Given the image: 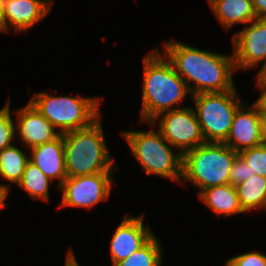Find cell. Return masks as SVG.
Masks as SVG:
<instances>
[{
    "instance_id": "obj_1",
    "label": "cell",
    "mask_w": 266,
    "mask_h": 266,
    "mask_svg": "<svg viewBox=\"0 0 266 266\" xmlns=\"http://www.w3.org/2000/svg\"><path fill=\"white\" fill-rule=\"evenodd\" d=\"M164 49L165 57L186 82L191 95L225 92L235 88L232 81L233 70H236L233 56L219 55L172 41L165 43ZM190 81L194 82V88L188 84Z\"/></svg>"
},
{
    "instance_id": "obj_2",
    "label": "cell",
    "mask_w": 266,
    "mask_h": 266,
    "mask_svg": "<svg viewBox=\"0 0 266 266\" xmlns=\"http://www.w3.org/2000/svg\"><path fill=\"white\" fill-rule=\"evenodd\" d=\"M144 62V81L142 87L143 121L151 123L158 115L178 108L188 93L186 82L177 74L169 60L164 61L159 52L146 55Z\"/></svg>"
},
{
    "instance_id": "obj_3",
    "label": "cell",
    "mask_w": 266,
    "mask_h": 266,
    "mask_svg": "<svg viewBox=\"0 0 266 266\" xmlns=\"http://www.w3.org/2000/svg\"><path fill=\"white\" fill-rule=\"evenodd\" d=\"M65 167L68 177L112 172L100 118L84 129L63 133Z\"/></svg>"
},
{
    "instance_id": "obj_4",
    "label": "cell",
    "mask_w": 266,
    "mask_h": 266,
    "mask_svg": "<svg viewBox=\"0 0 266 266\" xmlns=\"http://www.w3.org/2000/svg\"><path fill=\"white\" fill-rule=\"evenodd\" d=\"M239 155L224 143H204L183 154L182 177L200 192L208 187L230 184V171Z\"/></svg>"
},
{
    "instance_id": "obj_5",
    "label": "cell",
    "mask_w": 266,
    "mask_h": 266,
    "mask_svg": "<svg viewBox=\"0 0 266 266\" xmlns=\"http://www.w3.org/2000/svg\"><path fill=\"white\" fill-rule=\"evenodd\" d=\"M29 102L55 128H60V134L87 128L100 118L98 98L36 93Z\"/></svg>"
},
{
    "instance_id": "obj_6",
    "label": "cell",
    "mask_w": 266,
    "mask_h": 266,
    "mask_svg": "<svg viewBox=\"0 0 266 266\" xmlns=\"http://www.w3.org/2000/svg\"><path fill=\"white\" fill-rule=\"evenodd\" d=\"M122 135L147 175L153 173L182 182L183 155L174 154L159 131H128Z\"/></svg>"
},
{
    "instance_id": "obj_7",
    "label": "cell",
    "mask_w": 266,
    "mask_h": 266,
    "mask_svg": "<svg viewBox=\"0 0 266 266\" xmlns=\"http://www.w3.org/2000/svg\"><path fill=\"white\" fill-rule=\"evenodd\" d=\"M236 95L235 88L225 92L192 95L195 100V113L207 143L226 141L236 111L243 105L236 99Z\"/></svg>"
},
{
    "instance_id": "obj_8",
    "label": "cell",
    "mask_w": 266,
    "mask_h": 266,
    "mask_svg": "<svg viewBox=\"0 0 266 266\" xmlns=\"http://www.w3.org/2000/svg\"><path fill=\"white\" fill-rule=\"evenodd\" d=\"M164 113L158 115L151 124H155L156 119L162 116L158 131L170 146L180 148L182 155L206 143L194 109L180 107Z\"/></svg>"
},
{
    "instance_id": "obj_9",
    "label": "cell",
    "mask_w": 266,
    "mask_h": 266,
    "mask_svg": "<svg viewBox=\"0 0 266 266\" xmlns=\"http://www.w3.org/2000/svg\"><path fill=\"white\" fill-rule=\"evenodd\" d=\"M112 172H102L92 175L67 177L58 187L63 191L61 207H93L98 202L107 199L111 191Z\"/></svg>"
},
{
    "instance_id": "obj_10",
    "label": "cell",
    "mask_w": 266,
    "mask_h": 266,
    "mask_svg": "<svg viewBox=\"0 0 266 266\" xmlns=\"http://www.w3.org/2000/svg\"><path fill=\"white\" fill-rule=\"evenodd\" d=\"M236 70L251 68L264 61L260 73L266 67V18L252 21L250 26L233 36Z\"/></svg>"
},
{
    "instance_id": "obj_11",
    "label": "cell",
    "mask_w": 266,
    "mask_h": 266,
    "mask_svg": "<svg viewBox=\"0 0 266 266\" xmlns=\"http://www.w3.org/2000/svg\"><path fill=\"white\" fill-rule=\"evenodd\" d=\"M153 236L149 227L144 226L142 216H125L110 241L113 266L142 248Z\"/></svg>"
},
{
    "instance_id": "obj_12",
    "label": "cell",
    "mask_w": 266,
    "mask_h": 266,
    "mask_svg": "<svg viewBox=\"0 0 266 266\" xmlns=\"http://www.w3.org/2000/svg\"><path fill=\"white\" fill-rule=\"evenodd\" d=\"M246 109L245 105H242L236 111L229 135L224 142L237 153L263 144L259 109L255 104Z\"/></svg>"
},
{
    "instance_id": "obj_13",
    "label": "cell",
    "mask_w": 266,
    "mask_h": 266,
    "mask_svg": "<svg viewBox=\"0 0 266 266\" xmlns=\"http://www.w3.org/2000/svg\"><path fill=\"white\" fill-rule=\"evenodd\" d=\"M17 124V133L29 148L52 141L60 135V132H56L55 127L30 102L18 111Z\"/></svg>"
},
{
    "instance_id": "obj_14",
    "label": "cell",
    "mask_w": 266,
    "mask_h": 266,
    "mask_svg": "<svg viewBox=\"0 0 266 266\" xmlns=\"http://www.w3.org/2000/svg\"><path fill=\"white\" fill-rule=\"evenodd\" d=\"M44 0H4V19L6 27L13 26L15 31L27 30L43 19L51 9Z\"/></svg>"
},
{
    "instance_id": "obj_15",
    "label": "cell",
    "mask_w": 266,
    "mask_h": 266,
    "mask_svg": "<svg viewBox=\"0 0 266 266\" xmlns=\"http://www.w3.org/2000/svg\"><path fill=\"white\" fill-rule=\"evenodd\" d=\"M31 150L30 161L51 180L60 179L58 188L68 177L65 167L63 135L60 134L56 139L31 148Z\"/></svg>"
},
{
    "instance_id": "obj_16",
    "label": "cell",
    "mask_w": 266,
    "mask_h": 266,
    "mask_svg": "<svg viewBox=\"0 0 266 266\" xmlns=\"http://www.w3.org/2000/svg\"><path fill=\"white\" fill-rule=\"evenodd\" d=\"M211 9L225 28L235 23H249L257 18L252 0H214Z\"/></svg>"
},
{
    "instance_id": "obj_17",
    "label": "cell",
    "mask_w": 266,
    "mask_h": 266,
    "mask_svg": "<svg viewBox=\"0 0 266 266\" xmlns=\"http://www.w3.org/2000/svg\"><path fill=\"white\" fill-rule=\"evenodd\" d=\"M200 199L223 216L244 213L235 186L231 184L208 187L199 192Z\"/></svg>"
},
{
    "instance_id": "obj_18",
    "label": "cell",
    "mask_w": 266,
    "mask_h": 266,
    "mask_svg": "<svg viewBox=\"0 0 266 266\" xmlns=\"http://www.w3.org/2000/svg\"><path fill=\"white\" fill-rule=\"evenodd\" d=\"M235 188L244 212L255 208H266V177L255 174Z\"/></svg>"
},
{
    "instance_id": "obj_19",
    "label": "cell",
    "mask_w": 266,
    "mask_h": 266,
    "mask_svg": "<svg viewBox=\"0 0 266 266\" xmlns=\"http://www.w3.org/2000/svg\"><path fill=\"white\" fill-rule=\"evenodd\" d=\"M29 160V157L14 145L4 148L0 152V175L13 183L19 184Z\"/></svg>"
},
{
    "instance_id": "obj_20",
    "label": "cell",
    "mask_w": 266,
    "mask_h": 266,
    "mask_svg": "<svg viewBox=\"0 0 266 266\" xmlns=\"http://www.w3.org/2000/svg\"><path fill=\"white\" fill-rule=\"evenodd\" d=\"M49 180L52 181L29 160L18 186L22 187V189L36 200L42 199L44 201H49Z\"/></svg>"
},
{
    "instance_id": "obj_21",
    "label": "cell",
    "mask_w": 266,
    "mask_h": 266,
    "mask_svg": "<svg viewBox=\"0 0 266 266\" xmlns=\"http://www.w3.org/2000/svg\"><path fill=\"white\" fill-rule=\"evenodd\" d=\"M161 258L160 244L153 236L142 248L115 266H160Z\"/></svg>"
},
{
    "instance_id": "obj_22",
    "label": "cell",
    "mask_w": 266,
    "mask_h": 266,
    "mask_svg": "<svg viewBox=\"0 0 266 266\" xmlns=\"http://www.w3.org/2000/svg\"><path fill=\"white\" fill-rule=\"evenodd\" d=\"M256 175L266 177V144L243 150L239 153Z\"/></svg>"
},
{
    "instance_id": "obj_23",
    "label": "cell",
    "mask_w": 266,
    "mask_h": 266,
    "mask_svg": "<svg viewBox=\"0 0 266 266\" xmlns=\"http://www.w3.org/2000/svg\"><path fill=\"white\" fill-rule=\"evenodd\" d=\"M15 129H17L11 119L9 110V101L0 109V152L13 144L15 139Z\"/></svg>"
},
{
    "instance_id": "obj_24",
    "label": "cell",
    "mask_w": 266,
    "mask_h": 266,
    "mask_svg": "<svg viewBox=\"0 0 266 266\" xmlns=\"http://www.w3.org/2000/svg\"><path fill=\"white\" fill-rule=\"evenodd\" d=\"M253 175H255V173L251 171L248 164L243 160V158L238 155L235 158L230 171V184L236 186L240 183L245 182Z\"/></svg>"
},
{
    "instance_id": "obj_25",
    "label": "cell",
    "mask_w": 266,
    "mask_h": 266,
    "mask_svg": "<svg viewBox=\"0 0 266 266\" xmlns=\"http://www.w3.org/2000/svg\"><path fill=\"white\" fill-rule=\"evenodd\" d=\"M226 266H266V255L249 252L230 258Z\"/></svg>"
},
{
    "instance_id": "obj_26",
    "label": "cell",
    "mask_w": 266,
    "mask_h": 266,
    "mask_svg": "<svg viewBox=\"0 0 266 266\" xmlns=\"http://www.w3.org/2000/svg\"><path fill=\"white\" fill-rule=\"evenodd\" d=\"M257 85L263 92L254 104L258 107L260 113H266V78L261 73L257 75Z\"/></svg>"
},
{
    "instance_id": "obj_27",
    "label": "cell",
    "mask_w": 266,
    "mask_h": 266,
    "mask_svg": "<svg viewBox=\"0 0 266 266\" xmlns=\"http://www.w3.org/2000/svg\"><path fill=\"white\" fill-rule=\"evenodd\" d=\"M257 18H266V0H252Z\"/></svg>"
},
{
    "instance_id": "obj_28",
    "label": "cell",
    "mask_w": 266,
    "mask_h": 266,
    "mask_svg": "<svg viewBox=\"0 0 266 266\" xmlns=\"http://www.w3.org/2000/svg\"><path fill=\"white\" fill-rule=\"evenodd\" d=\"M4 0H0V31H8L4 19Z\"/></svg>"
},
{
    "instance_id": "obj_29",
    "label": "cell",
    "mask_w": 266,
    "mask_h": 266,
    "mask_svg": "<svg viewBox=\"0 0 266 266\" xmlns=\"http://www.w3.org/2000/svg\"><path fill=\"white\" fill-rule=\"evenodd\" d=\"M8 193H9L8 187L0 184V208L5 207L4 200L8 196Z\"/></svg>"
},
{
    "instance_id": "obj_30",
    "label": "cell",
    "mask_w": 266,
    "mask_h": 266,
    "mask_svg": "<svg viewBox=\"0 0 266 266\" xmlns=\"http://www.w3.org/2000/svg\"><path fill=\"white\" fill-rule=\"evenodd\" d=\"M263 143L266 144V113H260Z\"/></svg>"
},
{
    "instance_id": "obj_31",
    "label": "cell",
    "mask_w": 266,
    "mask_h": 266,
    "mask_svg": "<svg viewBox=\"0 0 266 266\" xmlns=\"http://www.w3.org/2000/svg\"><path fill=\"white\" fill-rule=\"evenodd\" d=\"M65 266H80L76 259H75V256L73 255V252H71V250L68 252V255H67V260H66V263H65Z\"/></svg>"
},
{
    "instance_id": "obj_32",
    "label": "cell",
    "mask_w": 266,
    "mask_h": 266,
    "mask_svg": "<svg viewBox=\"0 0 266 266\" xmlns=\"http://www.w3.org/2000/svg\"><path fill=\"white\" fill-rule=\"evenodd\" d=\"M260 73L266 78V67Z\"/></svg>"
}]
</instances>
